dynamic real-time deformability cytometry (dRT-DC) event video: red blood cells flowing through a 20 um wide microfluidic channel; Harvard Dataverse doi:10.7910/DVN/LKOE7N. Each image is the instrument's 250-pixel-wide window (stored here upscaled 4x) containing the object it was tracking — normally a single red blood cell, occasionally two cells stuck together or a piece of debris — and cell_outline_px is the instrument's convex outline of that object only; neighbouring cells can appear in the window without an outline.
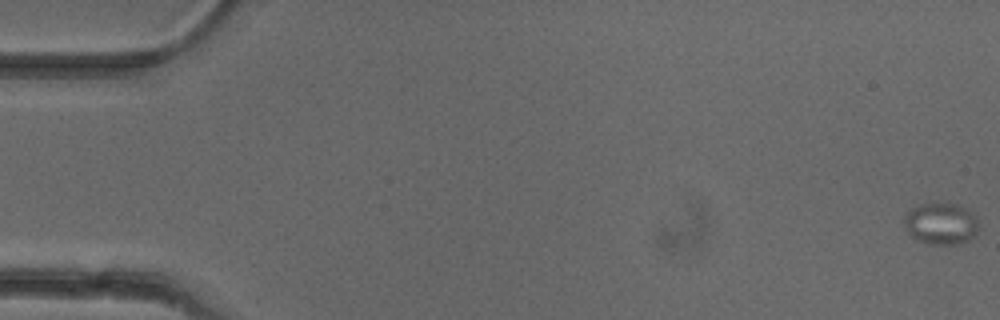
{"species": "common noctule bat (a hibernating species)", "species_latin": "Nyctalus noctula", "temperature_condition": "cold", "stored_images_in_passage": 53, "camera_frame_rate_fps": 3000, "um_per_image_px": 0.085, "animal": {"sex": "female"}, "frame": {"image": 1, "passage_image": 1, "time_ms": 0.0, "image_size_px": [1000, 320], "cell_outline_px": [[976, 236], [968, 240], [956, 244], [928, 244], [916, 240], [908, 232], [904, 224], [904, 216], [912, 208], [920, 204], [956, 204], [964, 208], [976, 216]], "centroid_in_image_um": [79.95, 19.03], "position_along_channel_um": 5.0, "area_um2": 17.8}}
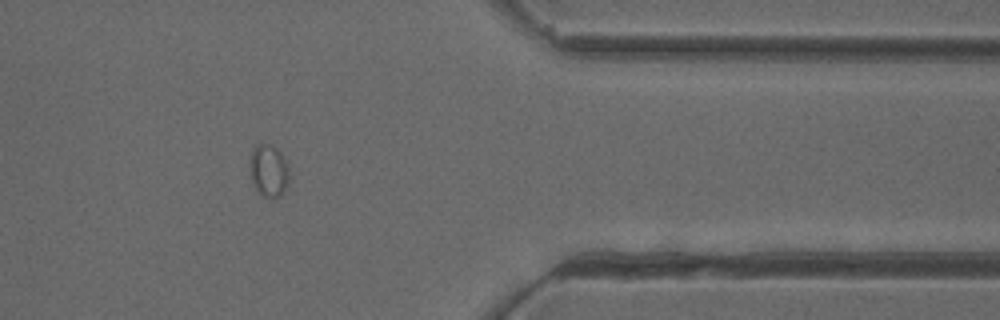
{"frame": {"image": 2, "passage_image": 44, "time_ms": 14.333, "image_size_px": [1000, 320], "cell_outline_px": [[288, 184], [284, 192], [280, 196], [268, 200], [256, 188], [252, 180], [252, 148], [256, 144], [268, 144], [276, 148], [280, 152], [288, 164]], "centroid_in_image_um": [22.89, 14.53], "position_along_channel_um": 388.5, "area_um2": 11.73}}
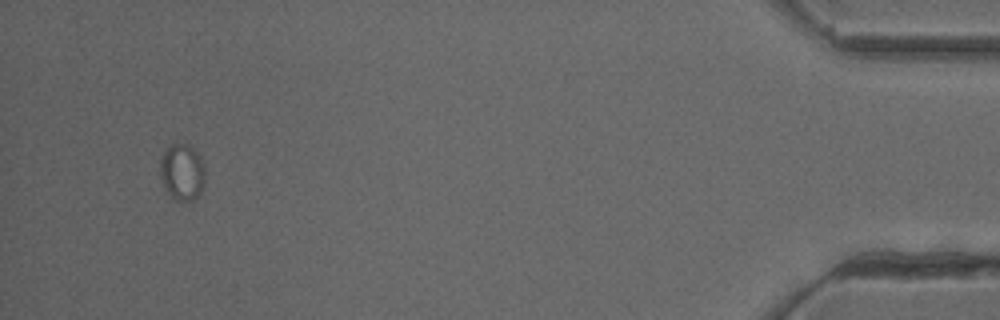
{"frame": {"image": 3, "passage_image": 51, "time_ms": 16.667, "image_size_px": [1000, 320], "cell_outline_px": [[204, 180], [200, 192], [192, 200], [172, 200], [164, 188], [160, 176], [160, 160], [164, 152], [172, 144], [188, 144], [200, 156], [204, 168]], "centroid_in_image_um": [15.45, 14.64], "position_along_channel_um": 419.7, "area_um2": 14.68}}